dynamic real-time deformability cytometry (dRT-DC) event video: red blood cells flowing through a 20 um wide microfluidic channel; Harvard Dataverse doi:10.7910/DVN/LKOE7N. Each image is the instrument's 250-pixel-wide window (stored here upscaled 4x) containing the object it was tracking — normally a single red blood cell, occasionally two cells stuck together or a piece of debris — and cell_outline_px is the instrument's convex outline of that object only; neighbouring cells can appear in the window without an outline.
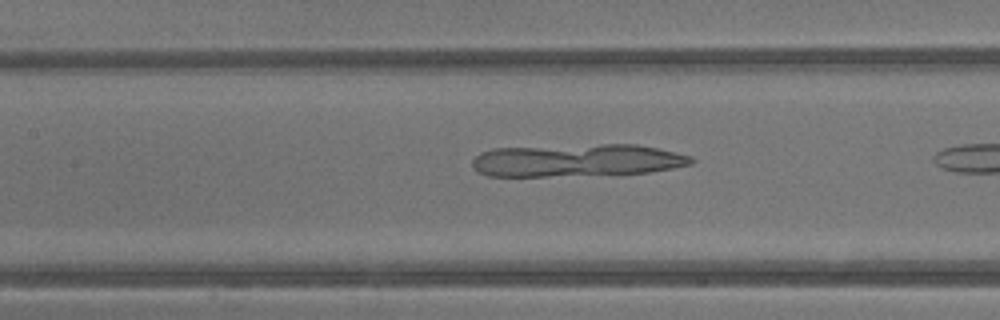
{"species": "common noctule bat (a hibernating species)", "species_latin": "Nyctalus noctula", "temperature_condition": "warm", "stored_images_in_passage": 21, "camera_frame_rate_fps": 3000, "um_per_image_px": 0.085, "animal": {"sex": "male", "body_mass_g": 13.3}, "frame": {"image": 1, "passage_image": 7, "time_ms": 2.0, "image_size_px": [1000, 320], "cell_outline_px": [[696, 160], [692, 164], [672, 168], [648, 172], [548, 176], [488, 176], [476, 172], [472, 168], [472, 160], [480, 152], [492, 148], [600, 144], [636, 144], [656, 148], [692, 156]], "centroid_in_image_um": [48.99, 13.62], "position_along_channel_um": 158.4, "area_um2": 41.56}}
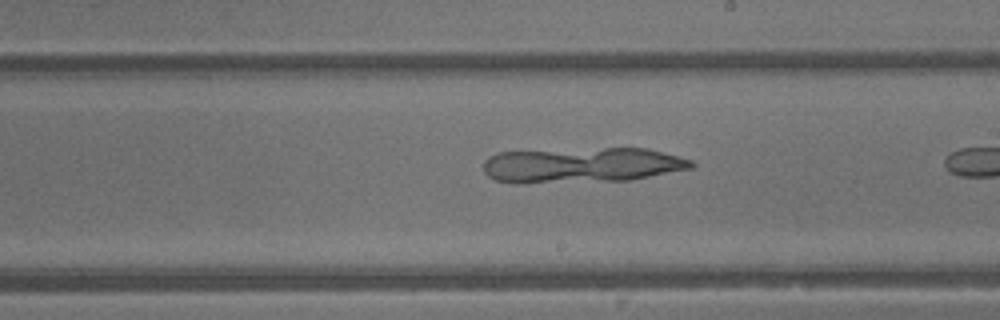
{"frame": {"image": 2, "passage_image": 12, "time_ms": 3.667, "image_size_px": [1000, 320], "cell_outline_px": [[696, 164], [692, 168], [628, 180], [516, 184], [496, 180], [488, 176], [484, 172], [484, 160], [488, 156], [496, 152], [604, 148], [648, 148], [692, 160]], "centroid_in_image_um": [49.41, 14.04], "position_along_channel_um": 239.6, "area_um2": 42.95}}
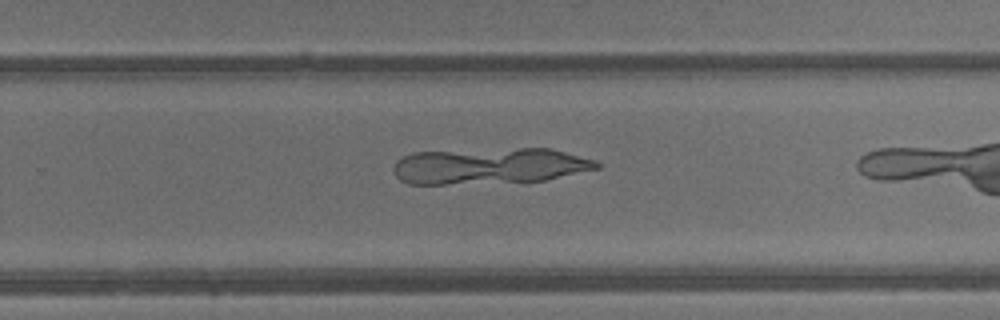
{"frame": {"image": 3, "passage_image": 15, "time_ms": 4.667, "image_size_px": [1000, 320], "cell_outline_px": [[600, 168], [544, 180], [444, 184], [408, 184], [400, 180], [392, 172], [392, 168], [396, 160], [412, 152], [520, 148], [552, 148], [596, 160], [600, 164]], "centroid_in_image_um": [41.58, 14.09], "position_along_channel_um": 288.2, "area_um2": 42.77}}